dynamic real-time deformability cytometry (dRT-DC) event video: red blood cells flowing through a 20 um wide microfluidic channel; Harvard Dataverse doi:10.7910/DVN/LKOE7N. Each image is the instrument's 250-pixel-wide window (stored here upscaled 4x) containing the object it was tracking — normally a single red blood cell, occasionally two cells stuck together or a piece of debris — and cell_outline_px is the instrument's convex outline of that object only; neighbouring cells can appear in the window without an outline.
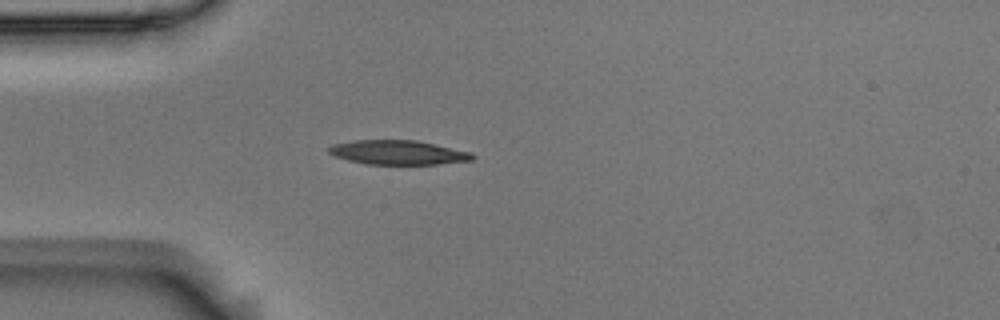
{"species": "Egyptian fruit bat (a non-hibernating species)", "species_latin": "Rousettus aegyptiacus", "temperature_condition": "room temperature", "stored_images_in_passage": 5, "camera_frame_rate_fps": 3000, "um_per_image_px": 0.085, "animal": {"sex": "male"}, "frame": {"image": 1, "passage_image": 4, "time_ms": 1.0, "image_size_px": [1000, 320], "cell_outline_px": [[476, 156], [472, 160], [440, 164], [368, 164], [348, 160], [336, 156], [328, 152], [328, 148], [332, 144], [352, 140], [416, 140], [472, 152]], "centroid_in_image_um": [33.85, 12.95], "position_along_channel_um": 51.2, "area_um2": 20.35}}